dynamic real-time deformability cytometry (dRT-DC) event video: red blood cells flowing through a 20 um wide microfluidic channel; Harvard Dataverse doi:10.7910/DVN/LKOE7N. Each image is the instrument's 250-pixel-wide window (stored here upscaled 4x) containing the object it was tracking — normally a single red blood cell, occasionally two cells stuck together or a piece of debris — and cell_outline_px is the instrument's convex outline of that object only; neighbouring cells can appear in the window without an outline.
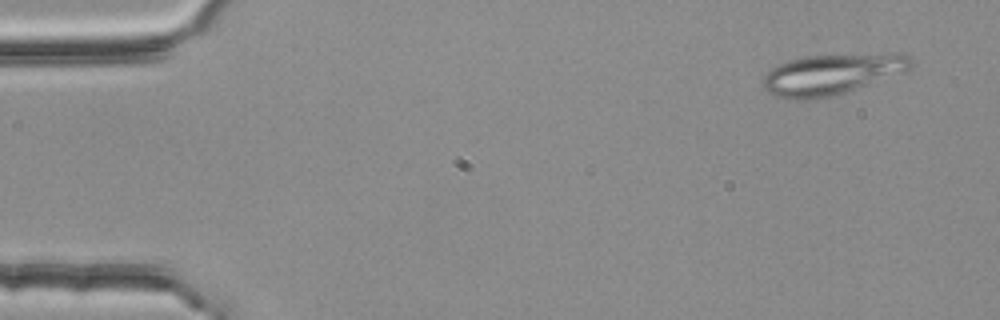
{"species": "common noctule bat (a hibernating species)", "species_latin": "Nyctalus noctula", "temperature_condition": "room temperature", "stored_images_in_passage": 4, "camera_frame_rate_fps": 3000, "um_per_image_px": 0.085, "animal": {"sex": "female", "body_mass_g": 25.1}, "frame": {"image": 1, "passage_image": 1, "time_ms": 0.0, "image_size_px": [1000, 320], "cell_outline_px": [[916, 64], [912, 68], [904, 72], [844, 92], [828, 96], [804, 100], [796, 100], [776, 96], [768, 92], [760, 84], [764, 76], [776, 64], [788, 60], [804, 56], [888, 52], [904, 52], [912, 56]], "centroid_in_image_um": [70.77, 6.26], "position_along_channel_um": 14.2, "area_um2": 35.72}}